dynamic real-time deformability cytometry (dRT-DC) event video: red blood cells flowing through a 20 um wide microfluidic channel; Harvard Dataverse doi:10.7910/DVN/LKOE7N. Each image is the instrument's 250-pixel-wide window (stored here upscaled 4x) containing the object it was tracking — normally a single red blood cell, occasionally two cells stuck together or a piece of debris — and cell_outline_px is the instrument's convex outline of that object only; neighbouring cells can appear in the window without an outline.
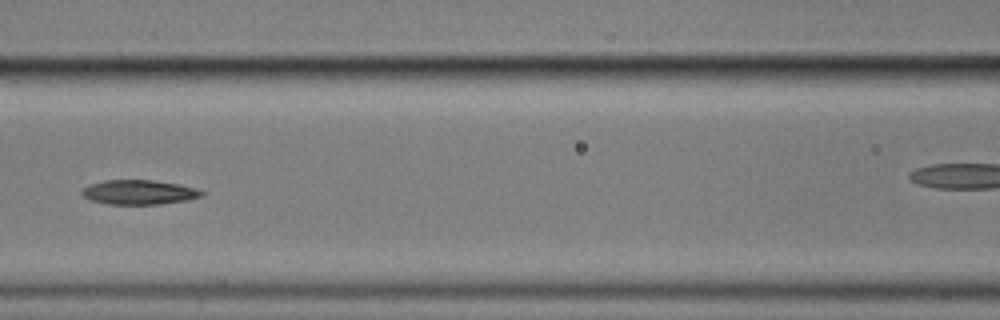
{"species": "common noctule bat (a hibernating species)", "species_latin": "Nyctalus noctula", "temperature_condition": "cold", "stored_images_in_passage": 9, "camera_frame_rate_fps": 3000, "um_per_image_px": 0.085, "animal": {"sex": "male", "body_mass_g": 17.9}, "frame": {"image": 1, "passage_image": 6, "time_ms": 6.0, "image_size_px": [1000, 320], "cell_outline_px": [[204, 196], [188, 200], [160, 204], [104, 204], [92, 200], [84, 196], [80, 192], [88, 184], [104, 180], [152, 180], [176, 184], [196, 188], [204, 192]], "centroid_in_image_um": [11.81, 16.34], "position_along_channel_um": 154.8, "area_um2": 17.11}}
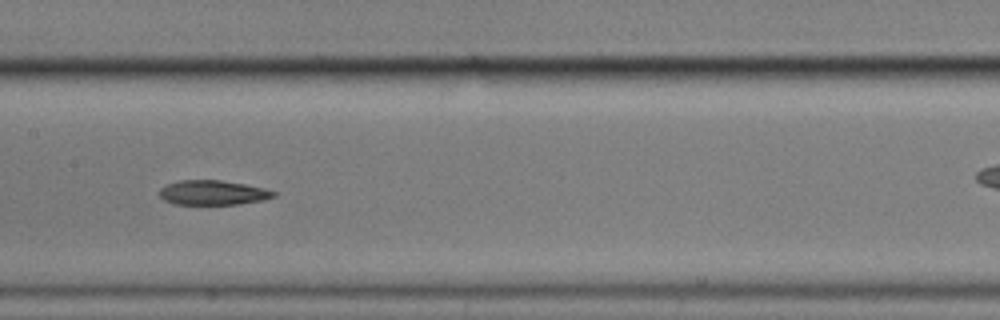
{"frame": {"image": 2, "passage_image": 7, "time_ms": 7.0, "image_size_px": [1000, 320], "cell_outline_px": [[276, 196], [264, 200], [240, 204], [172, 204], [164, 200], [160, 196], [160, 188], [164, 184], [176, 180], [220, 180], [244, 184], [264, 188], [276, 192]], "centroid_in_image_um": [18.07, 16.37], "position_along_channel_um": 189.3, "area_um2": 16.53}}
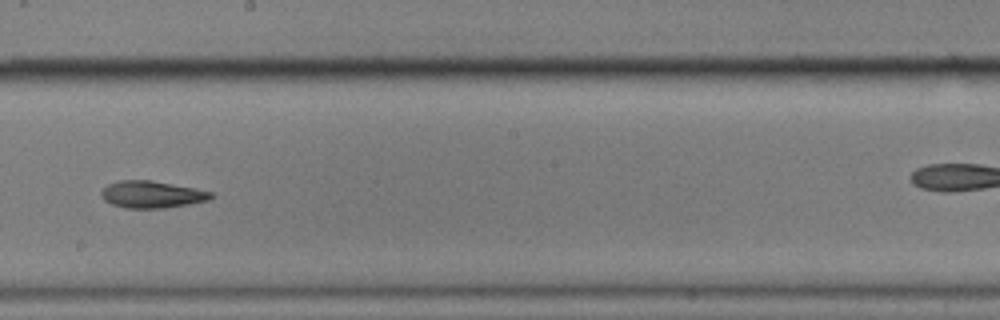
{"frame": {"image": 3, "passage_image": 8, "time_ms": 8.333, "image_size_px": [1000, 320], "cell_outline_px": [[216, 196], [208, 200], [188, 204], [164, 208], [124, 208], [112, 204], [104, 200], [100, 192], [108, 184], [120, 180], [152, 180], [212, 192]], "centroid_in_image_um": [12.89, 16.53], "position_along_channel_um": 235.3, "area_um2": 17.17}}